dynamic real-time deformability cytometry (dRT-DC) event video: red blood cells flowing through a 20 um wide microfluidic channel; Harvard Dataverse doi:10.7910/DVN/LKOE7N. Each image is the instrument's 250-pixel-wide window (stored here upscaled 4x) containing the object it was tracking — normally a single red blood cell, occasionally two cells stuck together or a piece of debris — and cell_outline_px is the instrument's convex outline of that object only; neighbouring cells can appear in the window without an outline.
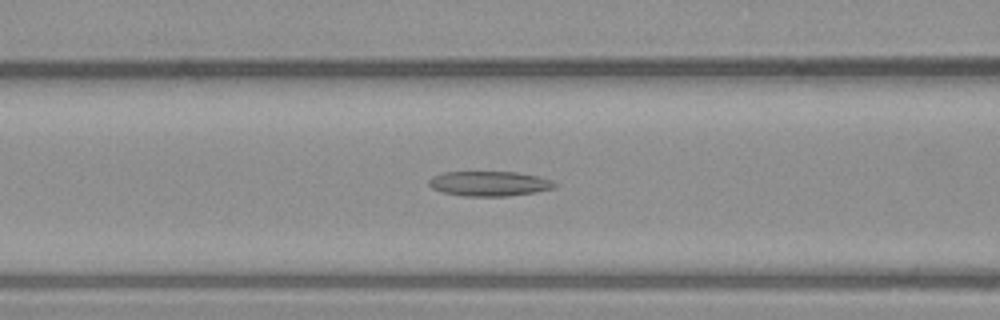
{"species": "common noctule bat (a hibernating species)", "species_latin": "Nyctalus noctula", "temperature_condition": "warm", "stored_images_in_passage": 21, "camera_frame_rate_fps": 3000, "um_per_image_px": 0.085, "animal": {"sex": "male", "body_mass_g": 23.1, "forearm_length_mm": 52.7}, "frame": {"image": 1, "passage_image": 21, "time_ms": 6.667, "image_size_px": [1000, 320], "cell_outline_px": [[556, 184], [552, 188], [536, 192], [508, 196], [464, 196], [444, 192], [432, 188], [428, 184], [428, 180], [432, 176], [444, 172], [516, 172], [536, 176], [552, 180]], "centroid_in_image_um": [41.56, 15.6], "position_along_channel_um": 125.0, "area_um2": 18.09}}